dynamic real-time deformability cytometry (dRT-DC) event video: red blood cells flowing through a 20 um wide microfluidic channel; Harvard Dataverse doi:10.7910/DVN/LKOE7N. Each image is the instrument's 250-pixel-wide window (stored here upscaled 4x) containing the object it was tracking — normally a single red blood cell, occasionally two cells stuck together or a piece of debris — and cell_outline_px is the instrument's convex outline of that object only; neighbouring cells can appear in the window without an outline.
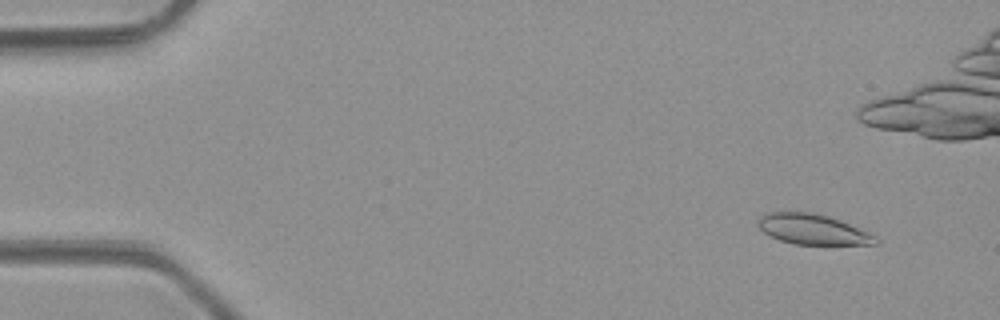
{"species": "common noctule bat (a hibernating species)", "species_latin": "Nyctalus noctula", "temperature_condition": "room temperature", "stored_images_in_passage": 10, "camera_frame_rate_fps": 3000, "um_per_image_px": 0.085, "animal": {"sex": "male", "body_mass_g": 23.1, "forearm_length_mm": 52.7}, "frame": {"image": 1, "passage_image": 2, "time_ms": 1.333, "image_size_px": [1000, 320], "cell_outline_px": [[880, 244], [796, 244], [780, 240], [764, 232], [756, 224], [756, 220], [764, 212], [812, 212], [828, 216], [840, 220], [880, 236]], "centroid_in_image_um": [69.12, 19.48], "position_along_channel_um": 15.9, "area_um2": 20.98}}